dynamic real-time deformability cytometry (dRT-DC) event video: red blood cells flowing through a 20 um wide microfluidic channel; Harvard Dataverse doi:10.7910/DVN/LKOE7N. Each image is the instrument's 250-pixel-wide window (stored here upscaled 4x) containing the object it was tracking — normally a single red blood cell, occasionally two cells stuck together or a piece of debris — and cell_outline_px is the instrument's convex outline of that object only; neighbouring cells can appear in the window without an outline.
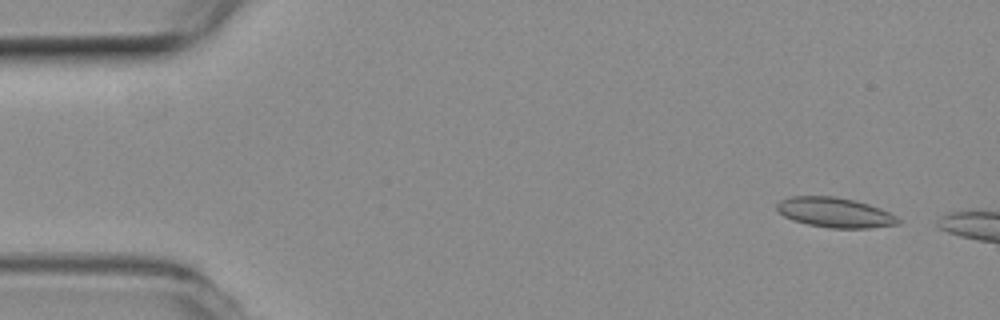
{"species": "common noctule bat (a hibernating species)", "species_latin": "Nyctalus noctula", "temperature_condition": "room temperature", "stored_images_in_passage": 8, "camera_frame_rate_fps": 3000, "um_per_image_px": 0.085, "animal": {"sex": "female", "body_mass_g": 19.3, "forearm_length_mm": 54.1}, "frame": {"image": 1, "passage_image": 4, "time_ms": 1.0, "image_size_px": [1000, 320], "cell_outline_px": [[900, 224], [868, 228], [832, 228], [808, 224], [792, 220], [784, 216], [776, 208], [776, 204], [780, 200], [792, 196], [836, 196], [868, 204], [880, 208], [896, 216], [900, 220]], "centroid_in_image_um": [70.96, 18.06], "position_along_channel_um": 14.0, "area_um2": 21.04}}